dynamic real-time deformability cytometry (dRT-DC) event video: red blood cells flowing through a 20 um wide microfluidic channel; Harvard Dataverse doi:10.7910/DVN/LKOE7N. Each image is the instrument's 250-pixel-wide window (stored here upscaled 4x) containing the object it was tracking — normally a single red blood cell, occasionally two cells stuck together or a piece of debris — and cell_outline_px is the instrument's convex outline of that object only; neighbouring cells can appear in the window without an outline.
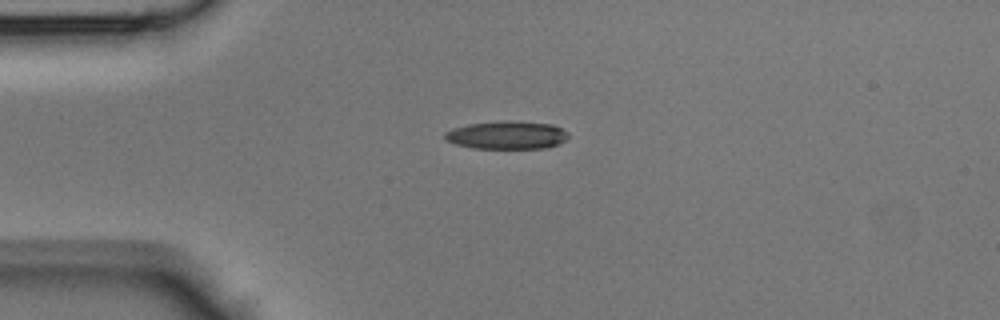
{"species": "Egyptian fruit bat (a non-hibernating species)", "species_latin": "Rousettus aegyptiacus", "temperature_condition": "room temperature", "stored_images_in_passage": 35, "camera_frame_rate_fps": 3000, "um_per_image_px": 0.085, "animal": {"sex": "male"}, "frame": {"image": 1, "passage_image": 1, "time_ms": 0.0, "image_size_px": [1000, 320], "cell_outline_px": [[568, 136], [564, 140], [556, 144], [544, 148], [476, 148], [456, 144], [448, 140], [444, 136], [444, 132], [452, 128], [468, 124], [504, 120], [508, 120], [552, 124], [568, 132]], "centroid_in_image_um": [43.07, 11.47], "position_along_channel_um": 41.9, "area_um2": 20.0}}
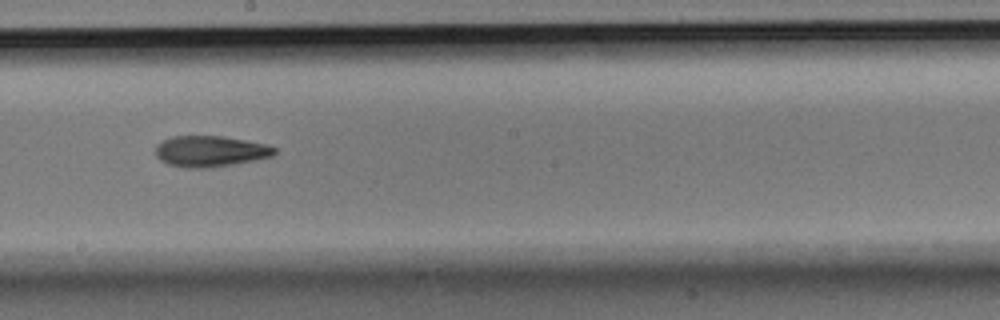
{"frame": {"image": 2, "passage_image": 15, "time_ms": 4.667, "image_size_px": [1000, 320], "cell_outline_px": [[276, 152], [272, 156], [232, 164], [208, 168], [188, 168], [168, 164], [160, 160], [156, 156], [156, 144], [172, 136], [224, 136], [264, 144], [276, 148]], "centroid_in_image_um": [17.83, 12.85], "position_along_channel_um": 230.4, "area_um2": 21.27}}
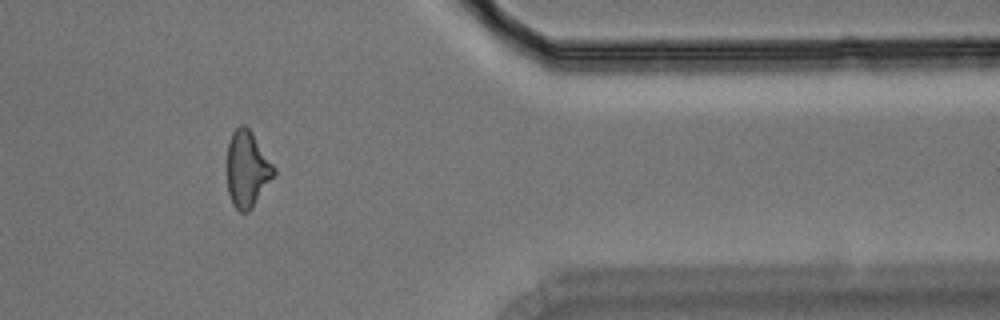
{"frame": {"image": 3, "passage_image": 27, "time_ms": 8.667, "image_size_px": [1000, 320], "cell_outline_px": [[276, 176], [252, 208], [248, 212], [240, 212], [232, 204], [228, 192], [224, 168], [228, 140], [232, 132], [240, 124], [244, 124], [252, 132], [276, 168]], "centroid_in_image_um": [20.98, 14.37], "position_along_channel_um": 390.4, "area_um2": 21.79}}